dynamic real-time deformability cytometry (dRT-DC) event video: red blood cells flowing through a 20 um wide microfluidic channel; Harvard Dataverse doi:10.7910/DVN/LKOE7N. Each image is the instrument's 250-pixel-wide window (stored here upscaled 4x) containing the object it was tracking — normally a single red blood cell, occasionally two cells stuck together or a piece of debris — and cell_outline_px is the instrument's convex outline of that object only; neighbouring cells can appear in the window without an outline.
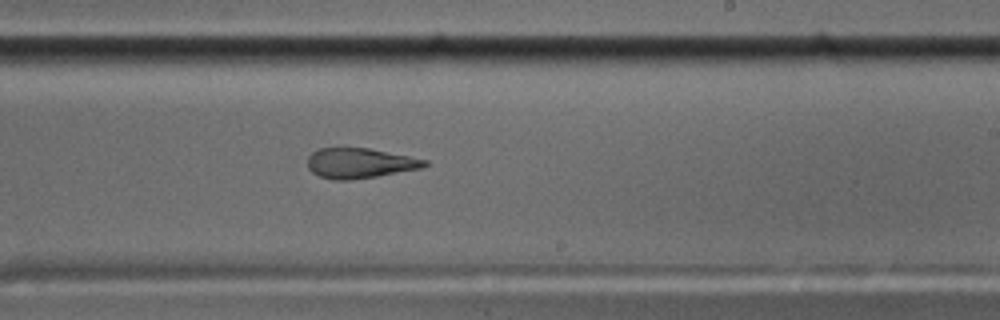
{"species": "common noctule bat (a hibernating species)", "species_latin": "Nyctalus noctula", "temperature_condition": "cold", "stored_images_in_passage": 46, "camera_frame_rate_fps": 3000, "um_per_image_px": 0.085, "animal": {"sex": "male", "body_mass_g": 17.5, "forearm_length_mm": 52.3}, "frame": {"image": 1, "passage_image": 27, "time_ms": 8.667, "image_size_px": [1000, 320], "cell_outline_px": [[428, 164], [420, 168], [376, 176], [348, 180], [332, 180], [320, 176], [312, 172], [308, 168], [308, 156], [312, 152], [320, 148], [368, 148], [428, 160]], "centroid_in_image_um": [30.54, 13.87], "position_along_channel_um": 258.5, "area_um2": 20.29}}
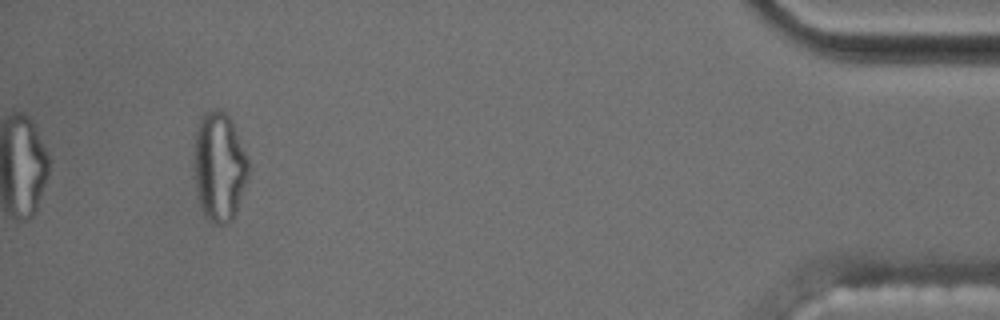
{"frame": {"image": 2, "passage_image": 46, "time_ms": 15.0, "image_size_px": [1000, 320], "cell_outline_px": [[248, 180], [236, 212], [232, 220], [228, 224], [212, 224], [208, 220], [200, 208], [196, 188], [192, 164], [192, 160], [196, 132], [200, 116], [204, 112], [212, 108], [216, 108], [224, 112], [228, 116], [248, 156]], "centroid_in_image_um": [18.61, 14.19], "position_along_channel_um": 416.6, "area_um2": 35.26}, "authors_computed_cell_mechanics": {"area_um2": 21.6461, "velocity_mm_per_s": 3.5455, "shape_relaxation_time_tau1_ms": null, "shape_relaxation_time_tau2_ms": 1.9679, "deformation_change_tau1": null, "deformation_change_tau2": 0.1058}}